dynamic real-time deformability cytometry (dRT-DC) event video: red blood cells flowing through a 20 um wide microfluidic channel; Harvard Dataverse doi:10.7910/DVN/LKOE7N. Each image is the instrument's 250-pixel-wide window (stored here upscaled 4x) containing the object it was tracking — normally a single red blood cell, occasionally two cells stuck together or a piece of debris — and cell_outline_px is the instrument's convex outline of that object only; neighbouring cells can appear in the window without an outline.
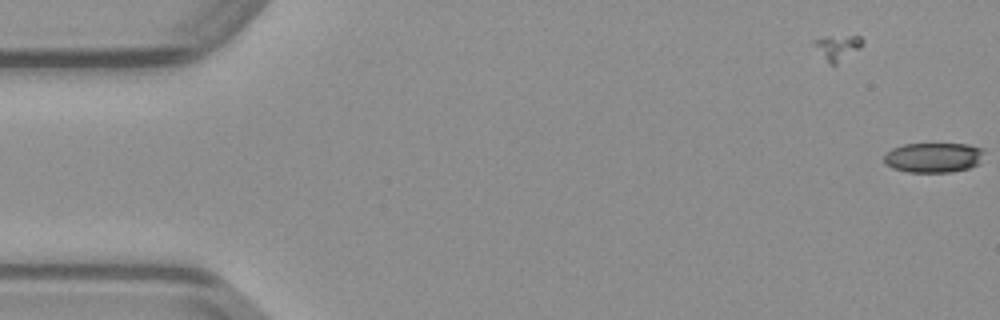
{"species": "common noctule bat (a hibernating species)", "species_latin": "Nyctalus noctula", "temperature_condition": "warm", "stored_images_in_passage": 4, "camera_frame_rate_fps": 3000, "um_per_image_px": 0.085, "animal": {"sex": "male", "body_mass_g": 23.1, "forearm_length_mm": 52.7}, "frame": {"image": 1, "passage_image": 4, "time_ms": 1.0, "image_size_px": [1000, 320], "cell_outline_px": [[984, 152], [980, 164], [968, 168], [952, 172], [908, 172], [892, 168], [884, 164], [884, 156], [892, 148], [904, 144], [968, 144], [984, 148]], "centroid_in_image_um": [79.37, 13.39], "position_along_channel_um": 5.6, "area_um2": 17.63}}